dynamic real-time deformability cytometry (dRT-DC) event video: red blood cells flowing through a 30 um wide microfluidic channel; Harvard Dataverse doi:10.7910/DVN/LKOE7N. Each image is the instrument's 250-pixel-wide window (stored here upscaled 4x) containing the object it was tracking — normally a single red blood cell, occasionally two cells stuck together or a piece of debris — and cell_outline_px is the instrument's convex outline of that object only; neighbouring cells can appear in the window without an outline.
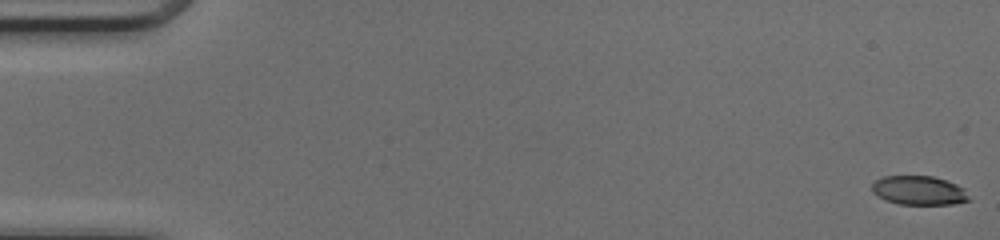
{"species": "common noctule bat (a hibernating species)", "species_latin": "Nyctalus noctula", "temperature_condition": "cold", "stored_images_in_passage": 50, "camera_frame_rate_fps": 3000, "um_per_image_px": 0.085, "animal": {"sex": "female", "body_mass_g": 17.0, "forearm_length_mm": 48.0}, "frame": {"image": 1, "passage_image": 1, "time_ms": 0.0, "image_size_px": [1000, 240], "cell_outline_px": [[972, 200], [952, 204], [900, 204], [884, 200], [872, 192], [872, 184], [876, 180], [884, 176], [932, 176], [956, 184], [964, 188]], "centroid_in_image_um": [78.12, 16.19], "position_along_channel_um": 6.9, "area_um2": 16.42}}
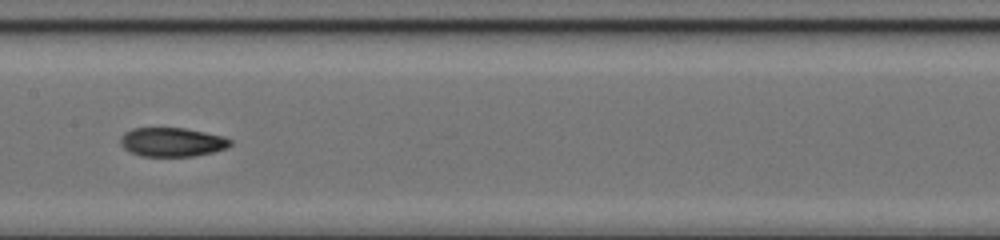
{"frame": {"image": 2, "passage_image": 26, "time_ms": 8.333, "image_size_px": [1000, 240], "cell_outline_px": [[232, 144], [228, 148], [196, 156], [140, 156], [128, 152], [120, 144], [120, 136], [124, 132], [132, 128], [184, 128], [224, 136], [232, 140]], "centroid_in_image_um": [14.61, 12.08], "position_along_channel_um": 192.8, "area_um2": 18.79}}
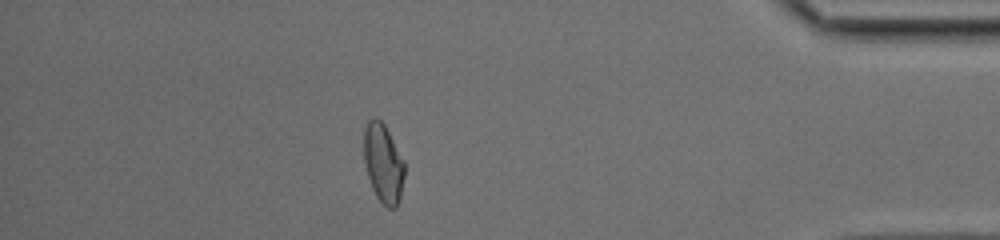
{"frame": {"image": 3, "passage_image": 44, "time_ms": 14.333, "image_size_px": [1000, 240], "cell_outline_px": [[404, 176], [400, 200], [396, 208], [388, 208], [376, 196], [372, 188], [364, 164], [364, 128], [368, 120], [372, 116], [376, 116], [384, 124], [404, 160]], "centroid_in_image_um": [32.57, 13.86], "position_along_channel_um": 402.6, "area_um2": 18.79}, "authors_computed_cell_mechanics": {"area_um2": 18.5249, "velocity_mm_per_s": 4.2188, "shape_relaxation_time_tau1_ms": null, "shape_relaxation_time_tau2_ms": 2.8653, "deformation_change_tau1": null, "deformation_change_tau2": 0.0847}}